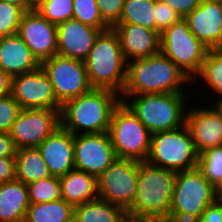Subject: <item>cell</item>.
I'll list each match as a JSON object with an SVG mask.
<instances>
[{"label": "cell", "mask_w": 222, "mask_h": 222, "mask_svg": "<svg viewBox=\"0 0 222 222\" xmlns=\"http://www.w3.org/2000/svg\"><path fill=\"white\" fill-rule=\"evenodd\" d=\"M176 173L138 161L136 196L126 210L128 219L166 222L169 218Z\"/></svg>", "instance_id": "obj_1"}, {"label": "cell", "mask_w": 222, "mask_h": 222, "mask_svg": "<svg viewBox=\"0 0 222 222\" xmlns=\"http://www.w3.org/2000/svg\"><path fill=\"white\" fill-rule=\"evenodd\" d=\"M190 85L192 82L178 66L160 51L155 55L127 62L126 84L120 96L192 93Z\"/></svg>", "instance_id": "obj_2"}, {"label": "cell", "mask_w": 222, "mask_h": 222, "mask_svg": "<svg viewBox=\"0 0 222 222\" xmlns=\"http://www.w3.org/2000/svg\"><path fill=\"white\" fill-rule=\"evenodd\" d=\"M120 102L117 92L92 88L62 105L61 126L73 135L108 132L113 110Z\"/></svg>", "instance_id": "obj_3"}, {"label": "cell", "mask_w": 222, "mask_h": 222, "mask_svg": "<svg viewBox=\"0 0 222 222\" xmlns=\"http://www.w3.org/2000/svg\"><path fill=\"white\" fill-rule=\"evenodd\" d=\"M191 95L193 94L150 93L120 97L121 102L136 115L143 125L151 133H156L174 130L185 125L186 106L191 102L188 100L196 98Z\"/></svg>", "instance_id": "obj_4"}, {"label": "cell", "mask_w": 222, "mask_h": 222, "mask_svg": "<svg viewBox=\"0 0 222 222\" xmlns=\"http://www.w3.org/2000/svg\"><path fill=\"white\" fill-rule=\"evenodd\" d=\"M84 64L92 88L109 89L121 95L126 84L127 62L112 28L96 38Z\"/></svg>", "instance_id": "obj_5"}, {"label": "cell", "mask_w": 222, "mask_h": 222, "mask_svg": "<svg viewBox=\"0 0 222 222\" xmlns=\"http://www.w3.org/2000/svg\"><path fill=\"white\" fill-rule=\"evenodd\" d=\"M215 201L214 186L197 167L177 172L166 222H198L204 210Z\"/></svg>", "instance_id": "obj_6"}, {"label": "cell", "mask_w": 222, "mask_h": 222, "mask_svg": "<svg viewBox=\"0 0 222 222\" xmlns=\"http://www.w3.org/2000/svg\"><path fill=\"white\" fill-rule=\"evenodd\" d=\"M198 152L186 125L152 133L147 162L175 173L198 165Z\"/></svg>", "instance_id": "obj_7"}, {"label": "cell", "mask_w": 222, "mask_h": 222, "mask_svg": "<svg viewBox=\"0 0 222 222\" xmlns=\"http://www.w3.org/2000/svg\"><path fill=\"white\" fill-rule=\"evenodd\" d=\"M160 51L193 82L209 49L192 34L187 21L181 18L160 34Z\"/></svg>", "instance_id": "obj_8"}, {"label": "cell", "mask_w": 222, "mask_h": 222, "mask_svg": "<svg viewBox=\"0 0 222 222\" xmlns=\"http://www.w3.org/2000/svg\"><path fill=\"white\" fill-rule=\"evenodd\" d=\"M108 133L117 158L147 159L152 133L123 102L113 110Z\"/></svg>", "instance_id": "obj_9"}, {"label": "cell", "mask_w": 222, "mask_h": 222, "mask_svg": "<svg viewBox=\"0 0 222 222\" xmlns=\"http://www.w3.org/2000/svg\"><path fill=\"white\" fill-rule=\"evenodd\" d=\"M40 67L48 75L57 101H66L89 92L90 86L84 61L55 55Z\"/></svg>", "instance_id": "obj_10"}, {"label": "cell", "mask_w": 222, "mask_h": 222, "mask_svg": "<svg viewBox=\"0 0 222 222\" xmlns=\"http://www.w3.org/2000/svg\"><path fill=\"white\" fill-rule=\"evenodd\" d=\"M138 180V161L117 158L97 177L98 196L127 210L133 203Z\"/></svg>", "instance_id": "obj_11"}, {"label": "cell", "mask_w": 222, "mask_h": 222, "mask_svg": "<svg viewBox=\"0 0 222 222\" xmlns=\"http://www.w3.org/2000/svg\"><path fill=\"white\" fill-rule=\"evenodd\" d=\"M61 109H21L14 121L10 136L15 147H38L59 126Z\"/></svg>", "instance_id": "obj_12"}, {"label": "cell", "mask_w": 222, "mask_h": 222, "mask_svg": "<svg viewBox=\"0 0 222 222\" xmlns=\"http://www.w3.org/2000/svg\"><path fill=\"white\" fill-rule=\"evenodd\" d=\"M117 159L108 132L74 135L75 169L98 177Z\"/></svg>", "instance_id": "obj_13"}, {"label": "cell", "mask_w": 222, "mask_h": 222, "mask_svg": "<svg viewBox=\"0 0 222 222\" xmlns=\"http://www.w3.org/2000/svg\"><path fill=\"white\" fill-rule=\"evenodd\" d=\"M12 97L21 109H61L48 75L39 67L35 71L12 77Z\"/></svg>", "instance_id": "obj_14"}, {"label": "cell", "mask_w": 222, "mask_h": 222, "mask_svg": "<svg viewBox=\"0 0 222 222\" xmlns=\"http://www.w3.org/2000/svg\"><path fill=\"white\" fill-rule=\"evenodd\" d=\"M17 34L40 64L57 55V26L36 10L23 14Z\"/></svg>", "instance_id": "obj_15"}, {"label": "cell", "mask_w": 222, "mask_h": 222, "mask_svg": "<svg viewBox=\"0 0 222 222\" xmlns=\"http://www.w3.org/2000/svg\"><path fill=\"white\" fill-rule=\"evenodd\" d=\"M208 101L207 99V105L203 103L202 107H197L198 103L194 107L189 104L185 114V125L194 139L198 154L209 148L222 146V118L208 105Z\"/></svg>", "instance_id": "obj_16"}, {"label": "cell", "mask_w": 222, "mask_h": 222, "mask_svg": "<svg viewBox=\"0 0 222 222\" xmlns=\"http://www.w3.org/2000/svg\"><path fill=\"white\" fill-rule=\"evenodd\" d=\"M184 19L192 34L208 49H222V0H201Z\"/></svg>", "instance_id": "obj_17"}, {"label": "cell", "mask_w": 222, "mask_h": 222, "mask_svg": "<svg viewBox=\"0 0 222 222\" xmlns=\"http://www.w3.org/2000/svg\"><path fill=\"white\" fill-rule=\"evenodd\" d=\"M101 32L75 19L57 25V55L84 61Z\"/></svg>", "instance_id": "obj_18"}, {"label": "cell", "mask_w": 222, "mask_h": 222, "mask_svg": "<svg viewBox=\"0 0 222 222\" xmlns=\"http://www.w3.org/2000/svg\"><path fill=\"white\" fill-rule=\"evenodd\" d=\"M52 176H63L75 169L74 135L59 126L37 147Z\"/></svg>", "instance_id": "obj_19"}, {"label": "cell", "mask_w": 222, "mask_h": 222, "mask_svg": "<svg viewBox=\"0 0 222 222\" xmlns=\"http://www.w3.org/2000/svg\"><path fill=\"white\" fill-rule=\"evenodd\" d=\"M117 34L126 62L146 58L160 52V34L136 24H116Z\"/></svg>", "instance_id": "obj_20"}, {"label": "cell", "mask_w": 222, "mask_h": 222, "mask_svg": "<svg viewBox=\"0 0 222 222\" xmlns=\"http://www.w3.org/2000/svg\"><path fill=\"white\" fill-rule=\"evenodd\" d=\"M40 65L18 34L0 37V68L11 77L35 71Z\"/></svg>", "instance_id": "obj_21"}, {"label": "cell", "mask_w": 222, "mask_h": 222, "mask_svg": "<svg viewBox=\"0 0 222 222\" xmlns=\"http://www.w3.org/2000/svg\"><path fill=\"white\" fill-rule=\"evenodd\" d=\"M29 205L25 183L17 179L0 183V222H24Z\"/></svg>", "instance_id": "obj_22"}, {"label": "cell", "mask_w": 222, "mask_h": 222, "mask_svg": "<svg viewBox=\"0 0 222 222\" xmlns=\"http://www.w3.org/2000/svg\"><path fill=\"white\" fill-rule=\"evenodd\" d=\"M61 196L73 206L98 198L97 177L87 172L72 170L60 176Z\"/></svg>", "instance_id": "obj_23"}, {"label": "cell", "mask_w": 222, "mask_h": 222, "mask_svg": "<svg viewBox=\"0 0 222 222\" xmlns=\"http://www.w3.org/2000/svg\"><path fill=\"white\" fill-rule=\"evenodd\" d=\"M127 211L98 197L74 206L73 222H126Z\"/></svg>", "instance_id": "obj_24"}, {"label": "cell", "mask_w": 222, "mask_h": 222, "mask_svg": "<svg viewBox=\"0 0 222 222\" xmlns=\"http://www.w3.org/2000/svg\"><path fill=\"white\" fill-rule=\"evenodd\" d=\"M16 179L26 185L52 176L37 147L21 148L15 154Z\"/></svg>", "instance_id": "obj_25"}, {"label": "cell", "mask_w": 222, "mask_h": 222, "mask_svg": "<svg viewBox=\"0 0 222 222\" xmlns=\"http://www.w3.org/2000/svg\"><path fill=\"white\" fill-rule=\"evenodd\" d=\"M74 206L64 199L30 204L24 222H73Z\"/></svg>", "instance_id": "obj_26"}, {"label": "cell", "mask_w": 222, "mask_h": 222, "mask_svg": "<svg viewBox=\"0 0 222 222\" xmlns=\"http://www.w3.org/2000/svg\"><path fill=\"white\" fill-rule=\"evenodd\" d=\"M200 80L206 87L204 89L209 88L208 95L216 94L215 100L222 99V49H209L199 75L192 82L193 89Z\"/></svg>", "instance_id": "obj_27"}, {"label": "cell", "mask_w": 222, "mask_h": 222, "mask_svg": "<svg viewBox=\"0 0 222 222\" xmlns=\"http://www.w3.org/2000/svg\"><path fill=\"white\" fill-rule=\"evenodd\" d=\"M156 0H124L117 24H136L155 31Z\"/></svg>", "instance_id": "obj_28"}, {"label": "cell", "mask_w": 222, "mask_h": 222, "mask_svg": "<svg viewBox=\"0 0 222 222\" xmlns=\"http://www.w3.org/2000/svg\"><path fill=\"white\" fill-rule=\"evenodd\" d=\"M29 203H43L62 199L59 177L50 176L27 184Z\"/></svg>", "instance_id": "obj_29"}, {"label": "cell", "mask_w": 222, "mask_h": 222, "mask_svg": "<svg viewBox=\"0 0 222 222\" xmlns=\"http://www.w3.org/2000/svg\"><path fill=\"white\" fill-rule=\"evenodd\" d=\"M197 168L214 186L222 178V146L209 148L200 153Z\"/></svg>", "instance_id": "obj_30"}, {"label": "cell", "mask_w": 222, "mask_h": 222, "mask_svg": "<svg viewBox=\"0 0 222 222\" xmlns=\"http://www.w3.org/2000/svg\"><path fill=\"white\" fill-rule=\"evenodd\" d=\"M73 6V19L102 32L110 29L99 14L96 0H73Z\"/></svg>", "instance_id": "obj_31"}, {"label": "cell", "mask_w": 222, "mask_h": 222, "mask_svg": "<svg viewBox=\"0 0 222 222\" xmlns=\"http://www.w3.org/2000/svg\"><path fill=\"white\" fill-rule=\"evenodd\" d=\"M73 0H48L36 11L54 25L73 19Z\"/></svg>", "instance_id": "obj_32"}, {"label": "cell", "mask_w": 222, "mask_h": 222, "mask_svg": "<svg viewBox=\"0 0 222 222\" xmlns=\"http://www.w3.org/2000/svg\"><path fill=\"white\" fill-rule=\"evenodd\" d=\"M24 13L21 7L0 1V37L17 34Z\"/></svg>", "instance_id": "obj_33"}, {"label": "cell", "mask_w": 222, "mask_h": 222, "mask_svg": "<svg viewBox=\"0 0 222 222\" xmlns=\"http://www.w3.org/2000/svg\"><path fill=\"white\" fill-rule=\"evenodd\" d=\"M21 108L18 102L8 95L0 98V133H9Z\"/></svg>", "instance_id": "obj_34"}, {"label": "cell", "mask_w": 222, "mask_h": 222, "mask_svg": "<svg viewBox=\"0 0 222 222\" xmlns=\"http://www.w3.org/2000/svg\"><path fill=\"white\" fill-rule=\"evenodd\" d=\"M102 20L112 28L121 18L124 0H96Z\"/></svg>", "instance_id": "obj_35"}, {"label": "cell", "mask_w": 222, "mask_h": 222, "mask_svg": "<svg viewBox=\"0 0 222 222\" xmlns=\"http://www.w3.org/2000/svg\"><path fill=\"white\" fill-rule=\"evenodd\" d=\"M181 19L180 15L166 3L155 2V31L161 34L165 29Z\"/></svg>", "instance_id": "obj_36"}, {"label": "cell", "mask_w": 222, "mask_h": 222, "mask_svg": "<svg viewBox=\"0 0 222 222\" xmlns=\"http://www.w3.org/2000/svg\"><path fill=\"white\" fill-rule=\"evenodd\" d=\"M166 3L174 11H176L181 18H185L189 13L195 10L201 3V0H160Z\"/></svg>", "instance_id": "obj_37"}, {"label": "cell", "mask_w": 222, "mask_h": 222, "mask_svg": "<svg viewBox=\"0 0 222 222\" xmlns=\"http://www.w3.org/2000/svg\"><path fill=\"white\" fill-rule=\"evenodd\" d=\"M16 179L15 157H0V183Z\"/></svg>", "instance_id": "obj_38"}, {"label": "cell", "mask_w": 222, "mask_h": 222, "mask_svg": "<svg viewBox=\"0 0 222 222\" xmlns=\"http://www.w3.org/2000/svg\"><path fill=\"white\" fill-rule=\"evenodd\" d=\"M198 222H222V202L215 201L210 204Z\"/></svg>", "instance_id": "obj_39"}, {"label": "cell", "mask_w": 222, "mask_h": 222, "mask_svg": "<svg viewBox=\"0 0 222 222\" xmlns=\"http://www.w3.org/2000/svg\"><path fill=\"white\" fill-rule=\"evenodd\" d=\"M16 151L10 133H0V157H15Z\"/></svg>", "instance_id": "obj_40"}, {"label": "cell", "mask_w": 222, "mask_h": 222, "mask_svg": "<svg viewBox=\"0 0 222 222\" xmlns=\"http://www.w3.org/2000/svg\"><path fill=\"white\" fill-rule=\"evenodd\" d=\"M12 77L0 68V98L11 95Z\"/></svg>", "instance_id": "obj_41"}, {"label": "cell", "mask_w": 222, "mask_h": 222, "mask_svg": "<svg viewBox=\"0 0 222 222\" xmlns=\"http://www.w3.org/2000/svg\"><path fill=\"white\" fill-rule=\"evenodd\" d=\"M21 7L25 12L30 11V0H0Z\"/></svg>", "instance_id": "obj_42"}, {"label": "cell", "mask_w": 222, "mask_h": 222, "mask_svg": "<svg viewBox=\"0 0 222 222\" xmlns=\"http://www.w3.org/2000/svg\"><path fill=\"white\" fill-rule=\"evenodd\" d=\"M214 195L216 201L222 202V178L214 185Z\"/></svg>", "instance_id": "obj_43"}, {"label": "cell", "mask_w": 222, "mask_h": 222, "mask_svg": "<svg viewBox=\"0 0 222 222\" xmlns=\"http://www.w3.org/2000/svg\"><path fill=\"white\" fill-rule=\"evenodd\" d=\"M214 101V102H213ZM210 104L222 118V99L213 100Z\"/></svg>", "instance_id": "obj_44"}, {"label": "cell", "mask_w": 222, "mask_h": 222, "mask_svg": "<svg viewBox=\"0 0 222 222\" xmlns=\"http://www.w3.org/2000/svg\"><path fill=\"white\" fill-rule=\"evenodd\" d=\"M48 0H30V11L36 10L41 4Z\"/></svg>", "instance_id": "obj_45"}, {"label": "cell", "mask_w": 222, "mask_h": 222, "mask_svg": "<svg viewBox=\"0 0 222 222\" xmlns=\"http://www.w3.org/2000/svg\"><path fill=\"white\" fill-rule=\"evenodd\" d=\"M126 222H151V221L128 219Z\"/></svg>", "instance_id": "obj_46"}]
</instances>
